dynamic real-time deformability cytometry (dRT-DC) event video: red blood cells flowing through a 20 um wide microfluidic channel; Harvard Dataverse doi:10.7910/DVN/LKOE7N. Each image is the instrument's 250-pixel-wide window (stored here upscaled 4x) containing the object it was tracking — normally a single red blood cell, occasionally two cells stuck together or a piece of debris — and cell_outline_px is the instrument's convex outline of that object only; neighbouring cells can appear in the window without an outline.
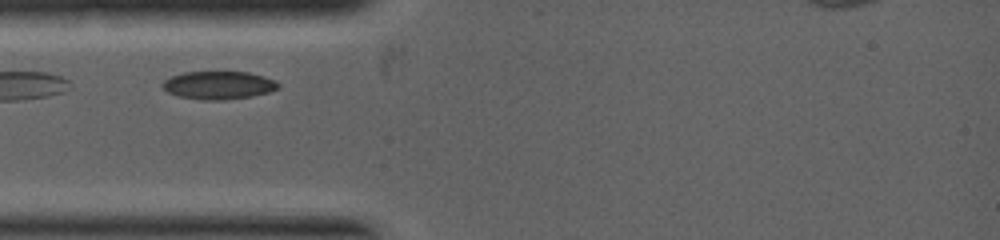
{"species": "common noctule bat (a hibernating species)", "species_latin": "Nyctalus noctula", "temperature_condition": "warm", "stored_images_in_passage": 9, "camera_frame_rate_fps": 5000, "um_per_image_px": 0.085, "animal": {"sex": "female", "body_mass_g": 19.0, "forearm_length_mm": 53.3}, "frame": {"image": 1, "passage_image": 2, "time_ms": 0.4, "image_size_px": [1000, 240], "cell_outline_px": [[280, 88], [268, 92], [252, 96], [220, 100], [204, 100], [180, 96], [168, 92], [160, 84], [164, 80], [172, 76], [184, 72], [248, 72], [264, 76], [280, 84]], "centroid_in_image_um": [18.58, 7.24], "position_along_channel_um": 66.4, "area_um2": 18.73}}
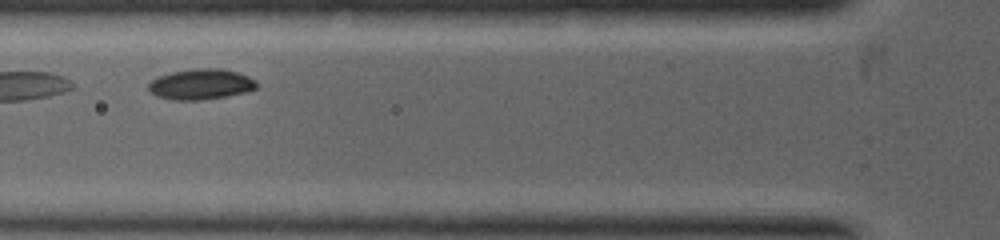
{"frame": {"image": 2, "passage_image": 4, "time_ms": 1.0, "image_size_px": [1000, 240], "cell_outline_px": [[256, 88], [244, 92], [224, 96], [200, 100], [172, 100], [156, 96], [148, 92], [148, 84], [156, 76], [172, 72], [196, 68], [224, 68], [248, 76], [256, 80]], "centroid_in_image_um": [17.02, 7.15], "position_along_channel_um": 108.8, "area_um2": 19.31}}